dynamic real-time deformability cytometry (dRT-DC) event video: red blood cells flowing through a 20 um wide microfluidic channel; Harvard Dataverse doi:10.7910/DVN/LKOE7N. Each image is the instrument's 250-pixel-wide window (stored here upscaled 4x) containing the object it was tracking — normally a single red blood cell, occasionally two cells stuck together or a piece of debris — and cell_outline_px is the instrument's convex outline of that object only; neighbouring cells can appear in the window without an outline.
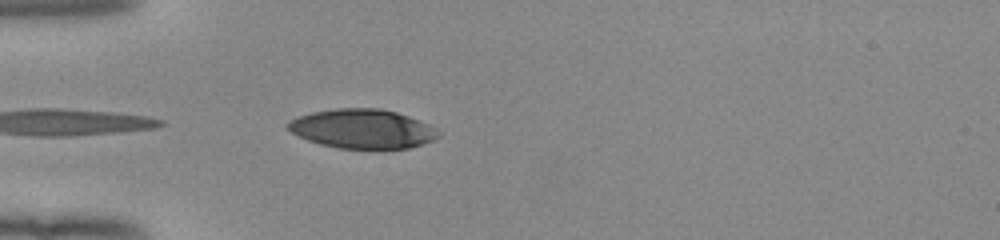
{"species": "human", "species_latin": "Homo sapiens", "temperature_condition": "room temperature", "stored_images_in_passage": 24, "camera_frame_rate_fps": 3000, "um_per_image_px": 0.085, "donor": {"sex": "female"}, "frame": {"image": 1, "passage_image": 1, "time_ms": 0.0, "image_size_px": [1000, 240], "cell_outline_px": [[440, 136], [432, 140], [408, 148], [340, 148], [320, 144], [308, 140], [284, 128], [284, 124], [288, 120], [312, 112], [336, 108], [380, 108], [396, 112], [408, 116], [428, 124], [440, 132]], "centroid_in_image_um": [30.76, 10.94], "position_along_channel_um": 54.2, "area_um2": 34.22}}
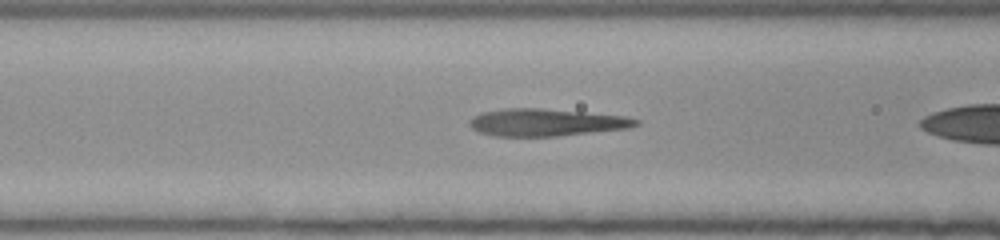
{"frame": {"image": 2, "passage_image": 4, "time_ms": 1.0, "image_size_px": [1000, 240], "cell_outline_px": [[640, 124], [632, 128], [556, 136], [492, 136], [480, 132], [472, 128], [468, 124], [468, 120], [472, 116], [480, 112], [504, 108], [544, 108], [624, 116], [640, 120]], "centroid_in_image_um": [46.4, 10.4], "position_along_channel_um": 120.2, "area_um2": 26.76}}